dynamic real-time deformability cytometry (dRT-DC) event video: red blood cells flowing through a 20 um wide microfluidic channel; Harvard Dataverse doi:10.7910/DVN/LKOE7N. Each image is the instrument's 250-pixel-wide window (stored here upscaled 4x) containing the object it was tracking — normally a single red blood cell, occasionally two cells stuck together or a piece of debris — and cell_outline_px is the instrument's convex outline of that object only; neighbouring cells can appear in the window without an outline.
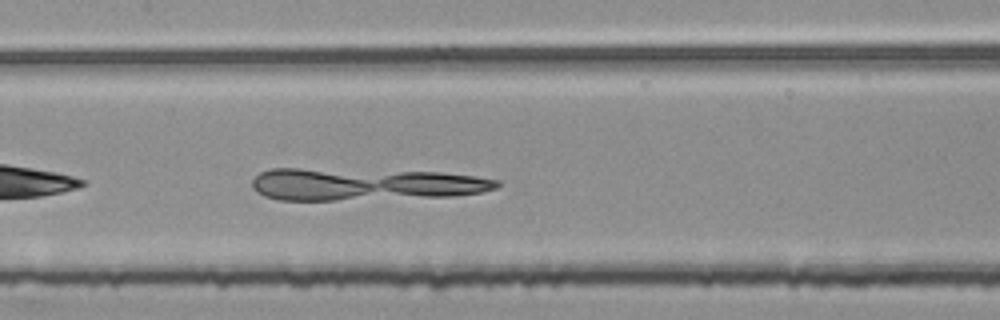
{"species": "common noctule bat (a hibernating species)", "species_latin": "Nyctalus noctula", "temperature_condition": "room temperature", "stored_images_in_passage": 37, "camera_frame_rate_fps": 3000, "um_per_image_px": 0.085, "animal": {"sex": "female", "body_mass_g": 25.1}, "frame": {"image": 1, "passage_image": 11, "time_ms": 3.333, "image_size_px": [1000, 320], "cell_outline_px": [[500, 184], [496, 188], [480, 192], [452, 196], [336, 200], [276, 200], [264, 196], [252, 188], [252, 180], [260, 172], [272, 168], [300, 168], [440, 172], [476, 176], [500, 180]], "centroid_in_image_um": [30.97, 15.66], "position_along_channel_um": 176.4, "area_um2": 46.07}}